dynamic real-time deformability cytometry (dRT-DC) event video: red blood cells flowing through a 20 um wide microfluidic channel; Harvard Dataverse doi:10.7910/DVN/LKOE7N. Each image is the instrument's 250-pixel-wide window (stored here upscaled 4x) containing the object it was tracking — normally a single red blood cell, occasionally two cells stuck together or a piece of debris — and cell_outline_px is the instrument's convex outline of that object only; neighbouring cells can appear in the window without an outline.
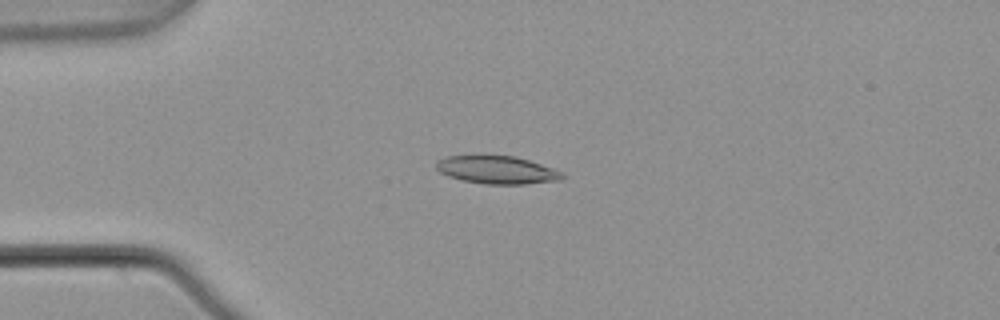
{"species": "common noctule bat (a hibernating species)", "species_latin": "Nyctalus noctula", "temperature_condition": "warm", "stored_images_in_passage": 5, "camera_frame_rate_fps": 3000, "um_per_image_px": 0.085, "animal": {"sex": "male", "body_mass_g": 21.5, "forearm_length_mm": 52.0}, "frame": {"image": 1, "passage_image": 4, "time_ms": 1.0, "image_size_px": [1000, 320], "cell_outline_px": [[564, 176], [560, 180], [524, 184], [488, 184], [464, 180], [448, 176], [440, 172], [436, 168], [436, 164], [444, 156], [472, 152], [488, 152], [516, 156], [564, 172]], "centroid_in_image_um": [42.18, 14.36], "position_along_channel_um": 42.8, "area_um2": 21.44}}